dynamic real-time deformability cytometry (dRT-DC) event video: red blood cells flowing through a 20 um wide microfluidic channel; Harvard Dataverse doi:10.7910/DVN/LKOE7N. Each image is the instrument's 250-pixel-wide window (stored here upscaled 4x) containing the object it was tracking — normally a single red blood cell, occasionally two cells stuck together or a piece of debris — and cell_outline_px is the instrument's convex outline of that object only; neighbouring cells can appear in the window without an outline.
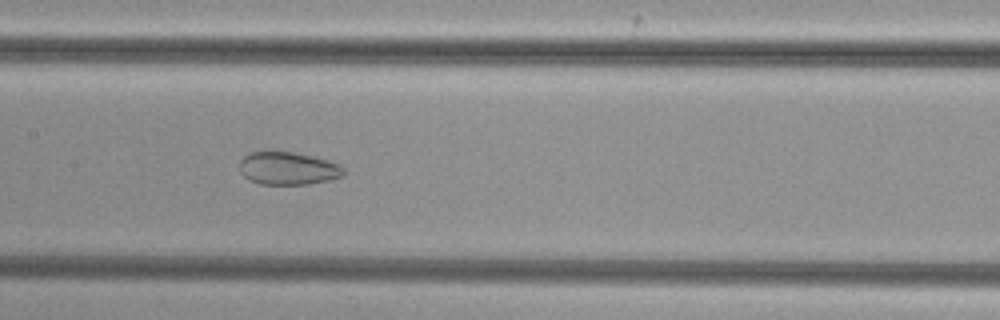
{"species": "common noctule bat (a hibernating species)", "species_latin": "Nyctalus noctula", "temperature_condition": "cold", "stored_images_in_passage": 51, "camera_frame_rate_fps": 3000, "um_per_image_px": 0.085, "animal": {"sex": "female", "body_mass_g": 29.2, "forearm_length_mm": 56.3}, "frame": {"image": 1, "passage_image": 25, "time_ms": 8.0, "image_size_px": [1000, 320], "cell_outline_px": [[344, 176], [332, 180], [308, 184], [260, 184], [248, 180], [240, 172], [240, 160], [244, 156], [252, 152], [292, 152], [340, 164], [344, 168]], "centroid_in_image_um": [24.48, 14.34], "position_along_channel_um": 182.9, "area_um2": 19.77}}
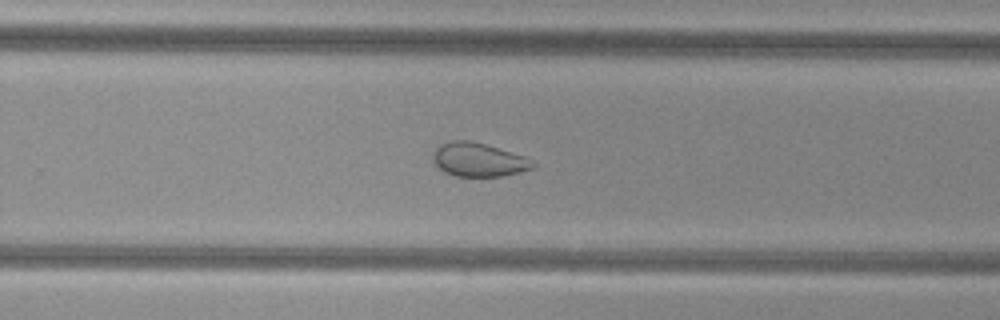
{"frame": {"image": 2, "passage_image": 33, "time_ms": 10.667, "image_size_px": [1000, 320], "cell_outline_px": [[536, 164], [532, 168], [520, 172], [504, 176], [456, 176], [444, 172], [432, 160], [432, 152], [440, 144], [452, 140], [468, 140], [484, 144], [524, 156]], "centroid_in_image_um": [40.63, 13.58], "position_along_channel_um": 289.2, "area_um2": 19.48}}
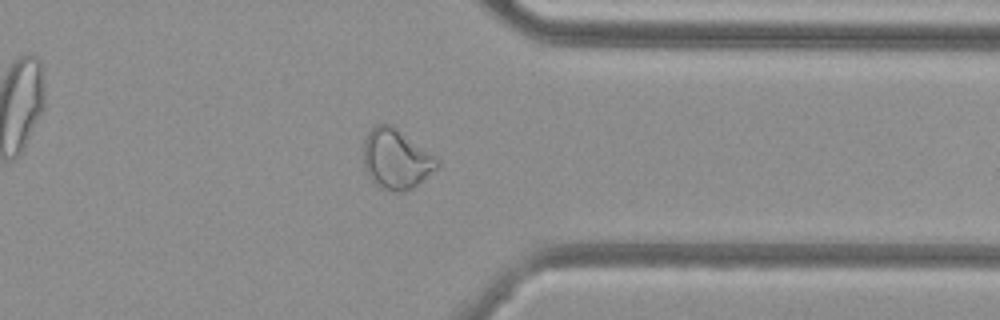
{"frame": {"image": 3, "passage_image": 40, "time_ms": 13.0, "image_size_px": [1000, 320], "cell_outline_px": [[440, 164], [436, 168], [412, 188], [404, 192], [392, 192], [384, 188], [372, 180], [368, 176], [364, 168], [364, 140], [368, 132], [376, 124], [392, 124], [440, 160]], "centroid_in_image_um": [33.66, 13.51], "position_along_channel_um": 377.7, "area_um2": 25.43}}